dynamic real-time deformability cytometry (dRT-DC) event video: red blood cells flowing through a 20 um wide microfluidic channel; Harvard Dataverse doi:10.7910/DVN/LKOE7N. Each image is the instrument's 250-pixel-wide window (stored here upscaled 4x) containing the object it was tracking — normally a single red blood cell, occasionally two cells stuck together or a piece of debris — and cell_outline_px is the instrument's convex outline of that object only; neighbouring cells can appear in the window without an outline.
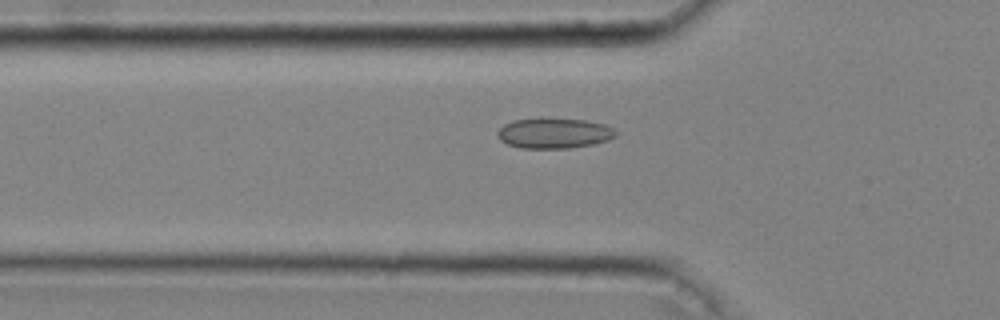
{"species": "common noctule bat (a hibernating species)", "species_latin": "Nyctalus noctula", "temperature_condition": "cold", "stored_images_in_passage": 39, "camera_frame_rate_fps": 3000, "um_per_image_px": 0.085, "animal": {"sex": "male", "body_mass_g": 20.4}, "frame": {"image": 1, "passage_image": 11, "time_ms": 3.333, "image_size_px": [1000, 320], "cell_outline_px": [[620, 132], [616, 136], [608, 140], [592, 144], [568, 148], [520, 148], [508, 144], [500, 140], [496, 136], [496, 132], [504, 124], [512, 120], [540, 116], [584, 120], [604, 124]], "centroid_in_image_um": [47.06, 11.29], "position_along_channel_um": 78.7, "area_um2": 21.5}}
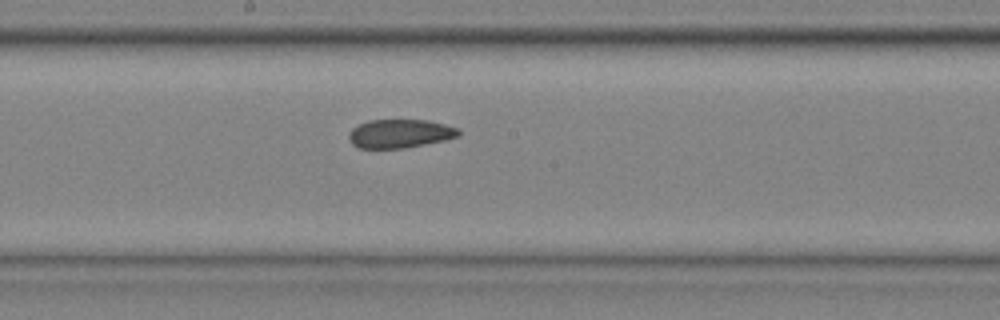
{"frame": {"image": 2, "passage_image": 21, "time_ms": 6.667, "image_size_px": [1000, 320], "cell_outline_px": [[460, 136], [444, 140], [404, 148], [360, 148], [352, 144], [348, 140], [348, 132], [352, 128], [368, 120], [428, 120], [460, 128]], "centroid_in_image_um": [33.99, 11.35], "position_along_channel_um": 214.2, "area_um2": 18.38}}
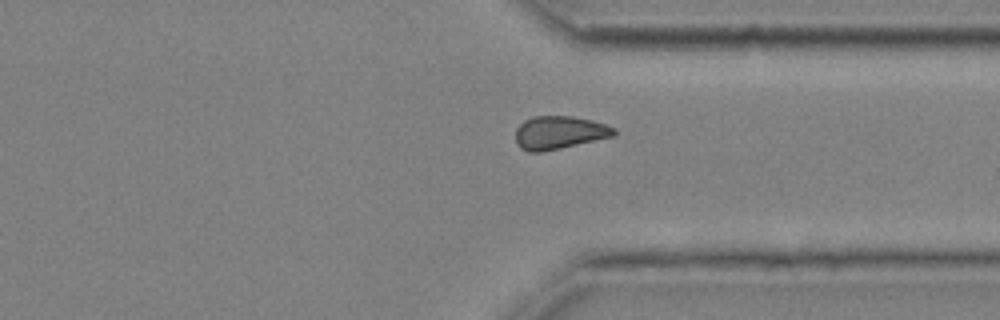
{"frame": {"image": 3, "passage_image": 32, "time_ms": 10.333, "image_size_px": [1000, 320], "cell_outline_px": [[616, 136], [560, 148], [540, 152], [528, 152], [520, 148], [516, 144], [516, 128], [524, 120], [532, 116], [572, 116], [592, 120], [616, 128]], "centroid_in_image_um": [47.53, 11.27], "position_along_channel_um": 363.9, "area_um2": 19.13}}